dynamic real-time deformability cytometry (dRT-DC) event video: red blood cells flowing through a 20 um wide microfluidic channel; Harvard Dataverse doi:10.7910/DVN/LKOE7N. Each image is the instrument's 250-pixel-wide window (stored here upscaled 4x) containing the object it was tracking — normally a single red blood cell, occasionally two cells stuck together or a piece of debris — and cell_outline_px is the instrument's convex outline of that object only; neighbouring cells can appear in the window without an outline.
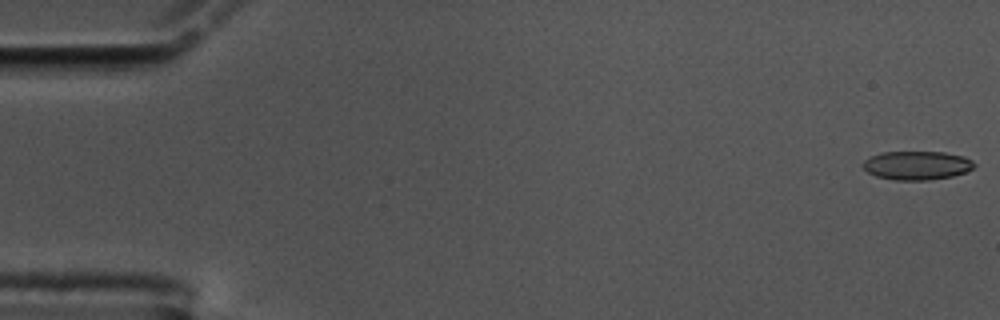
{"species": "common noctule bat (a hibernating species)", "species_latin": "Nyctalus noctula", "temperature_condition": "cold", "stored_images_in_passage": 16, "camera_frame_rate_fps": 3000, "um_per_image_px": 0.085, "animal": {"sex": "male", "body_mass_g": 17.5, "forearm_length_mm": 52.3}, "frame": {"image": 1, "passage_image": 1, "time_ms": 0.0, "image_size_px": [1000, 320], "cell_outline_px": [[976, 164], [972, 168], [964, 172], [952, 176], [928, 180], [892, 180], [876, 176], [868, 172], [860, 164], [864, 160], [880, 152], [944, 152], [964, 156], [972, 160]], "centroid_in_image_um": [77.91, 14.05], "position_along_channel_um": 7.1, "area_um2": 18.67}}
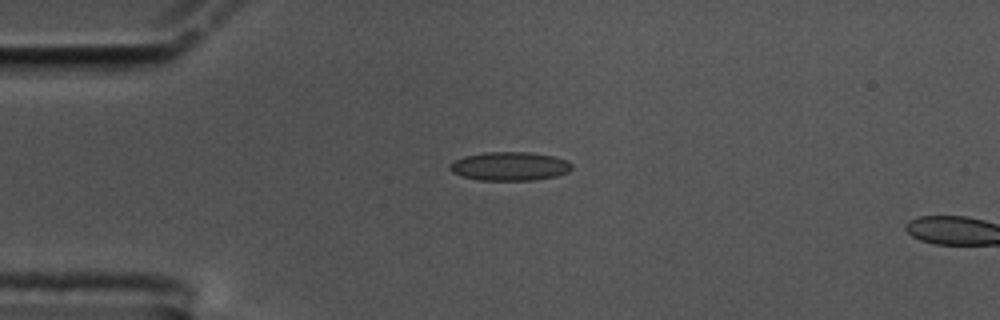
{"frame": {"image": 2, "passage_image": 14, "time_ms": 4.333, "image_size_px": [1000, 320], "cell_outline_px": [[572, 168], [568, 172], [556, 176], [532, 180], [480, 180], [464, 176], [452, 172], [448, 168], [456, 160], [464, 156], [484, 152], [528, 152], [552, 156], [568, 160], [572, 164]], "centroid_in_image_um": [43.35, 14.12], "position_along_channel_um": 41.6, "area_um2": 20.23}}